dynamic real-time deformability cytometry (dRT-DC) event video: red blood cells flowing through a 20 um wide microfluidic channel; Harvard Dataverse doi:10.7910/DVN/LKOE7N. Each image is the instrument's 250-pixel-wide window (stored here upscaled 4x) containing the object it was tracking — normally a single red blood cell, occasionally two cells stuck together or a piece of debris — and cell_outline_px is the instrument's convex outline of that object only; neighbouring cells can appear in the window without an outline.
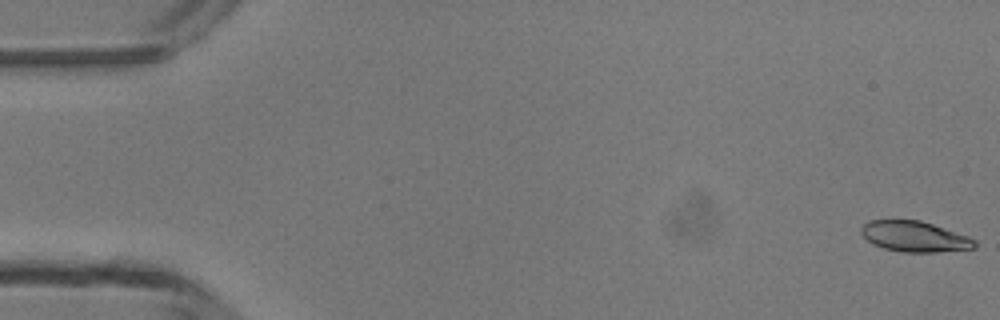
{"species": "common noctule bat (a hibernating species)", "species_latin": "Nyctalus noctula", "temperature_condition": "room temperature", "stored_images_in_passage": 4, "camera_frame_rate_fps": 3000, "um_per_image_px": 0.085, "animal": {"sex": "male", "body_mass_g": 13.3}, "frame": {"image": 1, "passage_image": 1, "time_ms": 0.0, "image_size_px": [1000, 320], "cell_outline_px": [[976, 248], [936, 252], [904, 252], [884, 248], [872, 244], [860, 232], [860, 228], [868, 220], [920, 220], [968, 236], [976, 240]], "centroid_in_image_um": [77.73, 20.1], "position_along_channel_um": 7.3, "area_um2": 20.17}}